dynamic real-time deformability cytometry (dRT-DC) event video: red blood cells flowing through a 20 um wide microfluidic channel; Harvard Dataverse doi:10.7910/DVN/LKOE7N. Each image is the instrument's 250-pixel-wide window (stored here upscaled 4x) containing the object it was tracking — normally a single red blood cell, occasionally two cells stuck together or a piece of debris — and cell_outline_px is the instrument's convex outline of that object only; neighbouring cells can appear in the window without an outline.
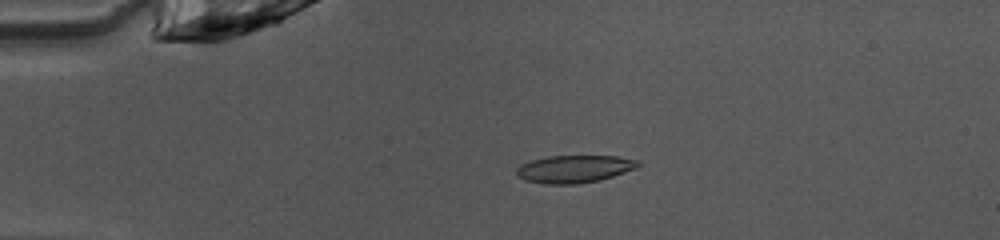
{"species": "common noctule bat (a hibernating species)", "species_latin": "Nyctalus noctula", "temperature_condition": "warm", "stored_images_in_passage": 49, "camera_frame_rate_fps": 3000, "um_per_image_px": 0.085, "animal": {"sex": "female", "body_mass_g": 10.0, "forearm_length_mm": 53.1}, "frame": {"image": 1, "passage_image": 11, "time_ms": 3.333, "image_size_px": [1000, 240], "cell_outline_px": [[640, 164], [636, 168], [600, 180], [576, 184], [544, 184], [524, 180], [516, 176], [516, 168], [520, 164], [532, 160], [548, 156], [616, 156], [640, 160]], "centroid_in_image_um": [48.78, 14.36], "position_along_channel_um": 36.2, "area_um2": 19.59}}
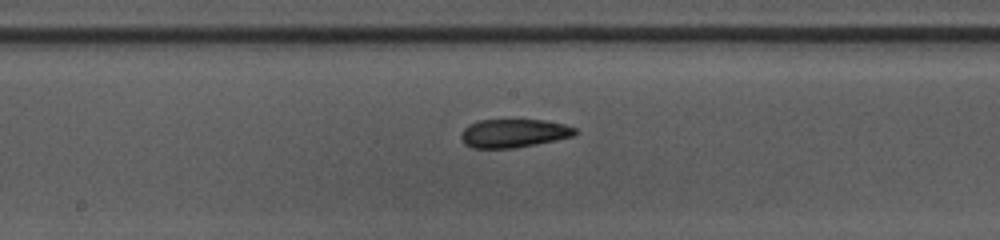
{"frame": {"image": 2, "passage_image": 26, "time_ms": 8.333, "image_size_px": [1000, 240], "cell_outline_px": [[580, 132], [572, 136], [556, 140], [516, 148], [472, 148], [464, 144], [460, 140], [460, 136], [464, 128], [468, 124], [480, 120], [544, 120], [564, 124], [576, 128]], "centroid_in_image_um": [43.65, 11.33], "position_along_channel_um": 204.5, "area_um2": 19.07}}
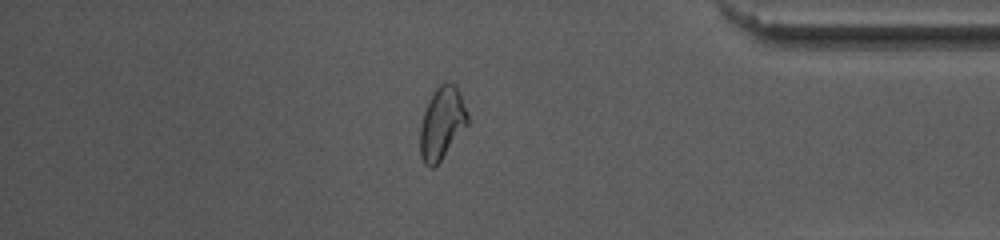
{"frame": {"image": 3, "passage_image": 42, "time_ms": 13.667, "image_size_px": [1000, 240], "cell_outline_px": [[468, 124], [440, 160], [432, 168], [428, 168], [424, 164], [420, 156], [420, 128], [424, 112], [436, 88], [444, 80], [448, 80], [456, 84], [460, 92], [468, 112]], "centroid_in_image_um": [37.57, 10.44], "position_along_channel_um": 397.6, "area_um2": 20.0}, "authors_computed_cell_mechanics": {"area_um2": 18.8428, "velocity_mm_per_s": 4.069, "shape_relaxation_time_tau1_ms": 7.5932, "shape_relaxation_time_tau2_ms": 4.6314, "deformation_change_tau1": 0.226, "deformation_change_tau2": 0.0858}}